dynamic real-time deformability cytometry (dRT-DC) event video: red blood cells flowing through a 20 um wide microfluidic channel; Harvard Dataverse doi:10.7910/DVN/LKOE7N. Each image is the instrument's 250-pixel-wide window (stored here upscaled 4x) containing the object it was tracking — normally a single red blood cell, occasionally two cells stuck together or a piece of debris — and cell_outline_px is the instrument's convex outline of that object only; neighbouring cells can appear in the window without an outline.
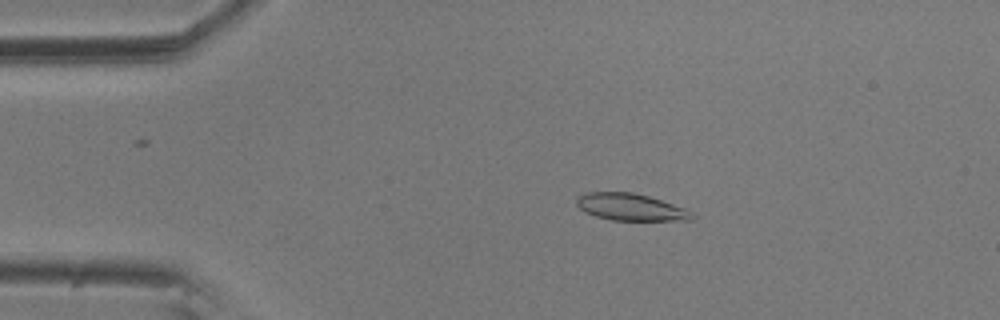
{"species": "common noctule bat (a hibernating species)", "species_latin": "Nyctalus noctula", "temperature_condition": "room temperature", "stored_images_in_passage": 8, "camera_frame_rate_fps": 3000, "um_per_image_px": 0.085, "animal": {"sex": "male", "body_mass_g": 20.5, "forearm_length_mm": 52.5}, "frame": {"image": 1, "passage_image": 4, "time_ms": 1.0, "image_size_px": [1000, 320], "cell_outline_px": [[696, 216], [692, 220], [612, 220], [596, 216], [584, 212], [576, 204], [576, 196], [588, 192], [632, 192], [648, 196], [684, 208], [692, 212]], "centroid_in_image_um": [53.58, 17.6], "position_along_channel_um": 31.4, "area_um2": 18.09}}
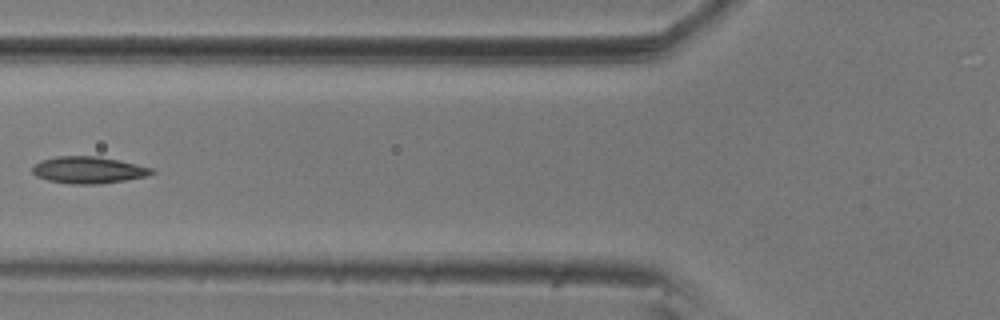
{"frame": {"image": 2, "passage_image": 7, "time_ms": 2.0, "image_size_px": [1000, 320], "cell_outline_px": [[156, 172], [148, 176], [124, 180], [96, 184], [72, 184], [48, 180], [36, 176], [32, 172], [32, 164], [40, 160], [56, 156], [100, 156], [120, 160], [152, 168]], "centroid_in_image_um": [7.49, 14.44], "position_along_channel_um": 118.3, "area_um2": 18.79}}
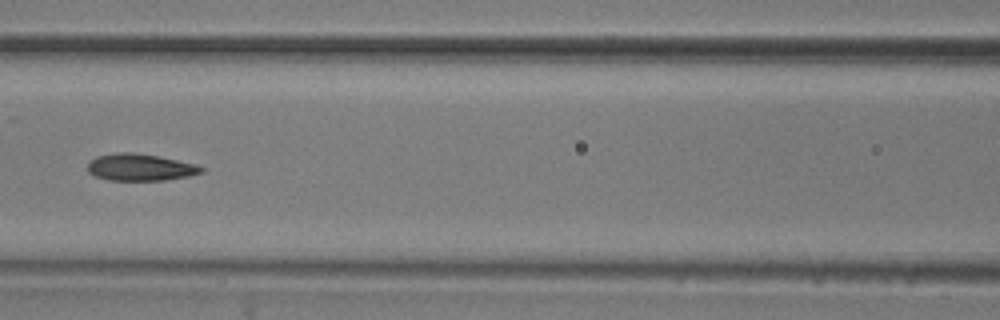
{"frame": {"image": 3, "passage_image": 8, "time_ms": 2.333, "image_size_px": [1000, 320], "cell_outline_px": [[204, 172], [188, 176], [164, 180], [108, 180], [96, 176], [88, 172], [88, 160], [96, 156], [120, 152], [132, 152], [156, 156], [196, 164], [204, 168]], "centroid_in_image_um": [11.89, 14.22], "position_along_channel_um": 154.7, "area_um2": 17.74}}